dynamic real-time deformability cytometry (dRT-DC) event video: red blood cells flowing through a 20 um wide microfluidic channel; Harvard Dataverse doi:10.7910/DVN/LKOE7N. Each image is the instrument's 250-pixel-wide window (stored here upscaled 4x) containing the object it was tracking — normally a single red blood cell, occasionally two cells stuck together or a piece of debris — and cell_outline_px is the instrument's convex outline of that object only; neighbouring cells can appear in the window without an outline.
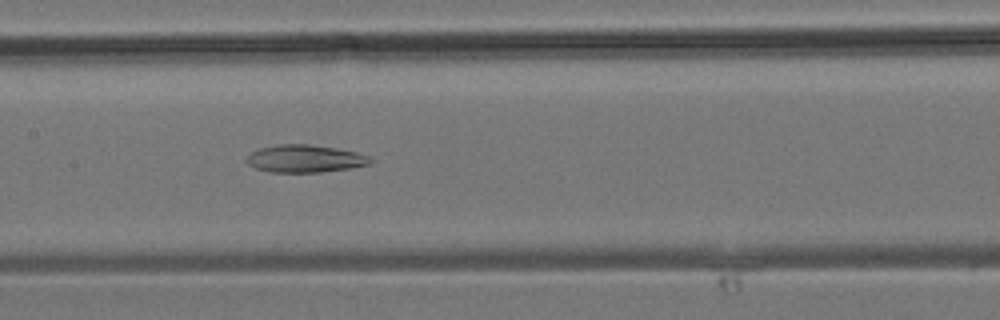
{"species": "common noctule bat (a hibernating species)", "species_latin": "Nyctalus noctula", "temperature_condition": "room temperature", "stored_images_in_passage": 28, "camera_frame_rate_fps": 3000, "um_per_image_px": 0.085, "animal": {"sex": "male", "body_mass_g": 19.2, "forearm_length_mm": 51.8}, "frame": {"image": 1, "passage_image": 16, "time_ms": 5.0, "image_size_px": [1000, 320], "cell_outline_px": [[376, 160], [372, 164], [348, 168], [320, 172], [268, 172], [256, 168], [248, 164], [244, 160], [252, 152], [260, 148], [276, 144], [308, 144], [336, 148], [356, 152], [368, 156]], "centroid_in_image_um": [25.93, 13.48], "position_along_channel_um": 181.5, "area_um2": 19.94}}
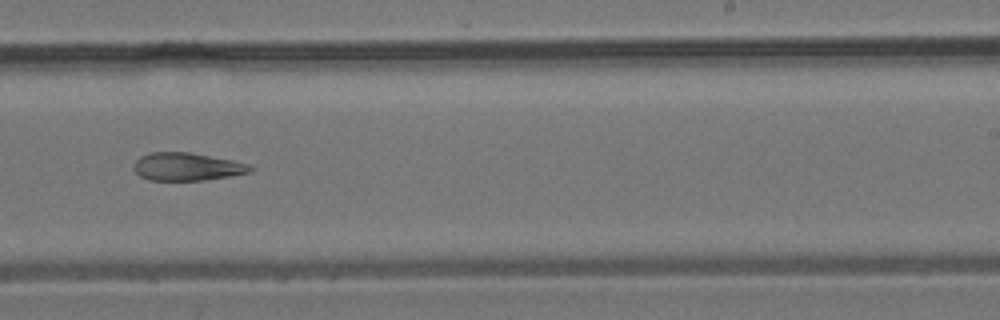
{"frame": {"image": 2, "passage_image": 21, "time_ms": 6.667, "image_size_px": [1000, 320], "cell_outline_px": [[256, 168], [252, 172], [232, 176], [204, 180], [148, 180], [140, 176], [132, 168], [132, 164], [140, 156], [148, 152], [192, 152], [232, 160], [248, 164]], "centroid_in_image_um": [15.89, 14.16], "position_along_channel_um": 273.1, "area_um2": 19.25}}
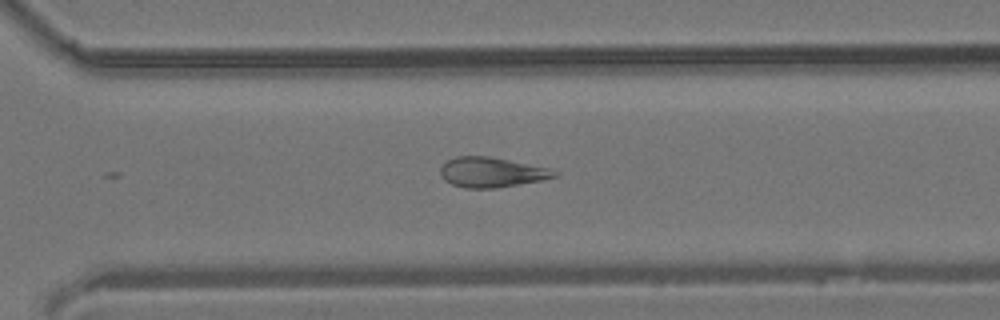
{"frame": {"image": 3, "passage_image": 24, "time_ms": 7.667, "image_size_px": [1000, 320], "cell_outline_px": [[560, 172], [556, 176], [540, 180], [520, 184], [496, 188], [464, 188], [452, 184], [444, 180], [440, 176], [440, 168], [448, 160], [456, 156], [488, 156], [548, 168]], "centroid_in_image_um": [41.75, 14.65], "position_along_channel_um": 328.9, "area_um2": 19.77}}